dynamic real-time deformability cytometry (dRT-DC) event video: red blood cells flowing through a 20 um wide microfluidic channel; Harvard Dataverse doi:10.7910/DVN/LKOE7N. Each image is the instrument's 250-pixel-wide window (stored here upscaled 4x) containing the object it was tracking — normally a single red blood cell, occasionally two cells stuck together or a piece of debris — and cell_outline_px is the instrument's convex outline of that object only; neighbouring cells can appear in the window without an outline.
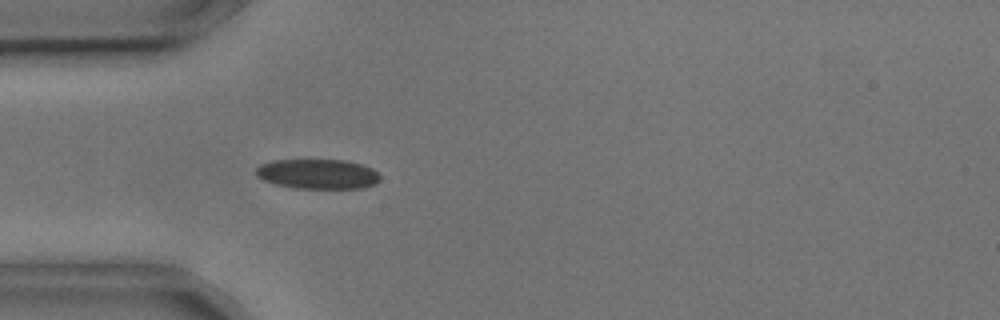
{"species": "common noctule bat (a hibernating species)", "species_latin": "Nyctalus noctula", "temperature_condition": "cold", "stored_images_in_passage": 9, "camera_frame_rate_fps": 3000, "um_per_image_px": 0.085, "animal": {"sex": "male", "body_mass_g": 17.9, "forearm_length_mm": 54.2}, "frame": {"image": 1, "passage_image": 6, "time_ms": 1.667, "image_size_px": [1000, 320], "cell_outline_px": [[380, 180], [376, 184], [364, 188], [292, 188], [276, 184], [264, 180], [256, 176], [256, 168], [260, 164], [272, 160], [344, 160], [360, 164], [372, 168], [380, 176]], "centroid_in_image_um": [27.0, 14.79], "position_along_channel_um": 58.0, "area_um2": 21.62}}